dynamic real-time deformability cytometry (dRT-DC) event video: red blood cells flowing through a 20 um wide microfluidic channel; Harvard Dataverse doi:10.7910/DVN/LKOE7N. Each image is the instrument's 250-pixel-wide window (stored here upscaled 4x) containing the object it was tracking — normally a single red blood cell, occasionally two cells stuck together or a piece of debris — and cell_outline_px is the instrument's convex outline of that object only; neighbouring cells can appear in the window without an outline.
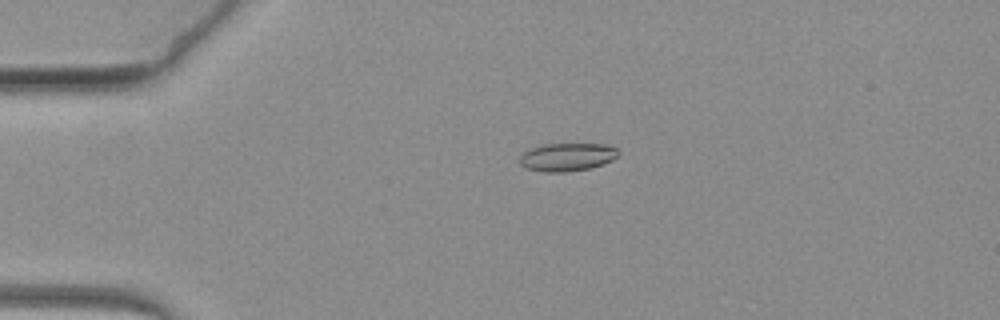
{"species": "common noctule bat (a hibernating species)", "species_latin": "Nyctalus noctula", "temperature_condition": "warm", "stored_images_in_passage": 46, "camera_frame_rate_fps": 3000, "um_per_image_px": 0.085, "animal": {"sex": "female", "body_mass_g": 19.3, "forearm_length_mm": 54.1}, "frame": {"image": 1, "passage_image": 8, "time_ms": 2.333, "image_size_px": [1000, 320], "cell_outline_px": [[620, 152], [612, 160], [604, 164], [588, 168], [564, 172], [544, 172], [524, 168], [520, 164], [520, 156], [528, 148], [544, 144], [608, 144], [616, 148]], "centroid_in_image_um": [48.18, 13.34], "position_along_channel_um": 36.8, "area_um2": 16.24}}
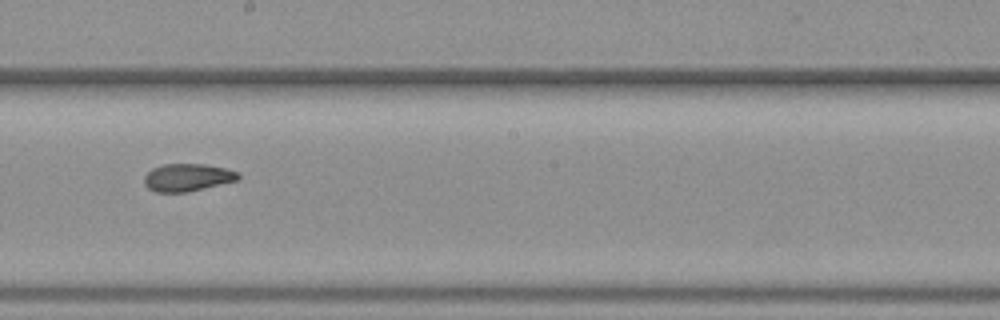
{"frame": {"image": 2, "passage_image": 30, "time_ms": 9.667, "image_size_px": [1000, 320], "cell_outline_px": [[240, 180], [188, 192], [156, 192], [148, 188], [144, 184], [144, 176], [152, 168], [164, 164], [204, 164], [228, 168], [240, 172]], "centroid_in_image_um": [15.98, 15.08], "position_along_channel_um": 232.2, "area_um2": 15.37}}
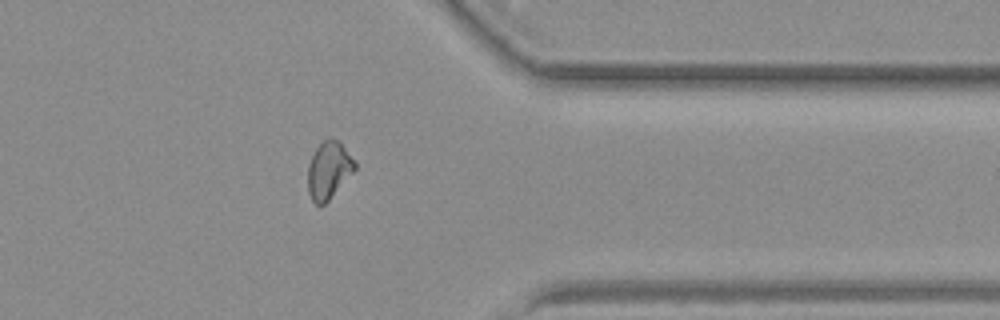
{"frame": {"image": 3, "passage_image": 45, "time_ms": 14.667, "image_size_px": [1000, 320], "cell_outline_px": [[356, 168], [328, 200], [324, 204], [316, 204], [312, 200], [308, 192], [308, 164], [316, 148], [324, 140], [336, 140], [356, 160]], "centroid_in_image_um": [27.93, 14.48], "position_along_channel_um": 383.5, "area_um2": 15.2}}